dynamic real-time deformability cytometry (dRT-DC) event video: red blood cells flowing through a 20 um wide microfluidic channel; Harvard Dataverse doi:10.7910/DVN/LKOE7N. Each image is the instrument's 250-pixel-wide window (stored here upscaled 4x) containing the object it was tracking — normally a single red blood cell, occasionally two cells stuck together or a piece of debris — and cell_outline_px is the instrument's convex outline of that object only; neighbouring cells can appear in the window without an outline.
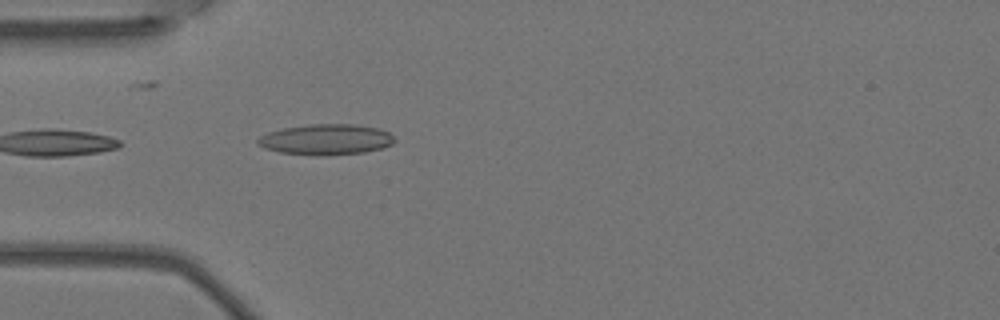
{"species": "Egyptian fruit bat (a non-hibernating species)", "species_latin": "Rousettus aegyptiacus", "temperature_condition": "warm", "stored_images_in_passage": 4, "camera_frame_rate_fps": 3000, "um_per_image_px": 0.085, "animal": {"sex": "female"}, "frame": {"image": 1, "passage_image": 4, "time_ms": 1.0, "image_size_px": [1000, 320], "cell_outline_px": [[396, 140], [392, 144], [380, 148], [364, 152], [324, 156], [280, 152], [264, 148], [256, 144], [256, 140], [260, 136], [268, 132], [284, 128], [308, 124], [352, 124], [380, 128], [388, 132]], "centroid_in_image_um": [27.7, 11.85], "position_along_channel_um": 57.3, "area_um2": 24.45}}